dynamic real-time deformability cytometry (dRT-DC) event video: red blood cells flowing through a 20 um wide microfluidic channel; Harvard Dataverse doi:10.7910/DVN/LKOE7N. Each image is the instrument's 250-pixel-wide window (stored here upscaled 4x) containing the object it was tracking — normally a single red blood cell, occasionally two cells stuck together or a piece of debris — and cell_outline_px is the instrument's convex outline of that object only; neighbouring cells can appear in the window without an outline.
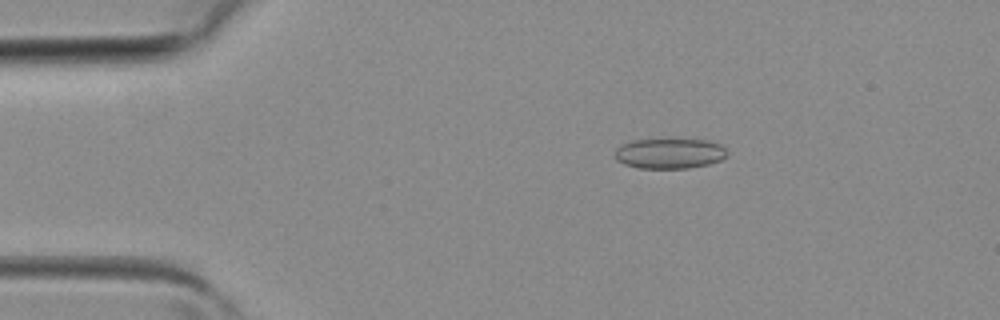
{"species": "common noctule bat (a hibernating species)", "species_latin": "Nyctalus noctula", "temperature_condition": "room temperature", "stored_images_in_passage": 3, "camera_frame_rate_fps": 3000, "um_per_image_px": 0.085, "animal": {"sex": "female", "body_mass_g": 19.3, "forearm_length_mm": 54.1}, "frame": {"image": 1, "passage_image": 3, "time_ms": 0.667, "image_size_px": [1000, 320], "cell_outline_px": [[728, 156], [720, 160], [708, 164], [688, 168], [640, 168], [624, 164], [616, 160], [616, 148], [620, 144], [632, 140], [704, 140], [720, 144], [728, 152]], "centroid_in_image_um": [56.91, 13.05], "position_along_channel_um": 28.1, "area_um2": 19.65}}